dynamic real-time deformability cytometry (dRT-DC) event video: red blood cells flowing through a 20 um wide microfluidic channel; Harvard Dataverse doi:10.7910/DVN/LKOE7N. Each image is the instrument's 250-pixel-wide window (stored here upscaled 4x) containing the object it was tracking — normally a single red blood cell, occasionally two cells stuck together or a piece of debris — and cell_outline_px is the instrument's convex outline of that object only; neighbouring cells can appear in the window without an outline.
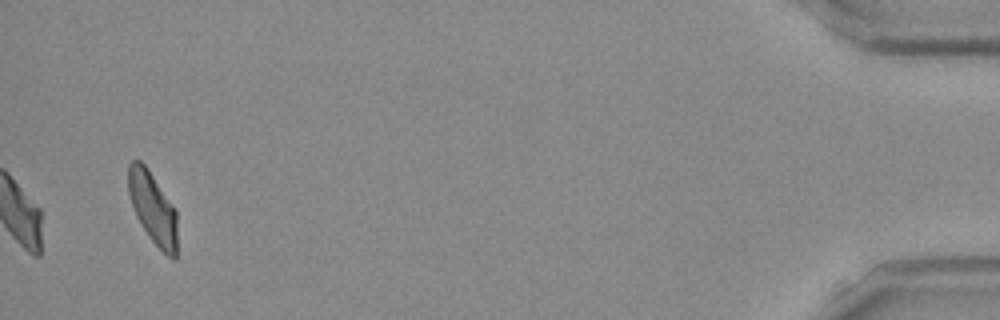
{"species": "Egyptian fruit bat (a non-hibernating species)", "species_latin": "Rousettus aegyptiacus", "temperature_condition": "room temperature", "stored_images_in_passage": 38, "camera_frame_rate_fps": 3000, "um_per_image_px": 0.085, "frame": {"image": 1, "passage_image": 38, "time_ms": 12.333, "image_size_px": [1000, 320], "cell_outline_px": [[176, 260], [172, 260], [152, 240], [136, 216], [128, 192], [128, 164], [132, 160], [140, 160], [148, 168], [176, 208]], "centroid_in_image_um": [12.99, 17.64], "position_along_channel_um": 422.2, "area_um2": 20.35}, "authors_computed_cell_mechanics": {"area_um2": 19.941, "velocity_mm_per_s": 3.8868, "shape_relaxation_time_tau1_ms": 7.2551, "shape_relaxation_time_tau2_ms": 1.8229, "deformation_change_tau1": 0.1801, "deformation_change_tau2": 0.0633}}